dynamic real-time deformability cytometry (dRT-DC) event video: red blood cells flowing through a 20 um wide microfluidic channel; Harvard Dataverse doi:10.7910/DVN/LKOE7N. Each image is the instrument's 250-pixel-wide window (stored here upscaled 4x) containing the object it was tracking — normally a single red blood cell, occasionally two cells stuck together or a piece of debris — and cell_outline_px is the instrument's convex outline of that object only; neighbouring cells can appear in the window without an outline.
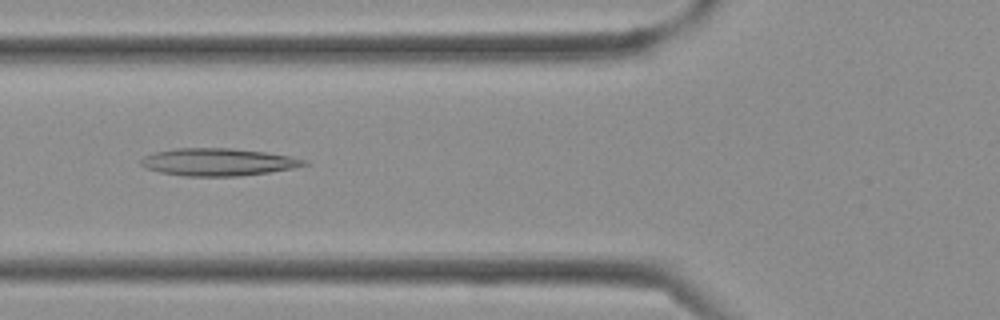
{"species": "Egyptian fruit bat (a non-hibernating species)", "species_latin": "Rousettus aegyptiacus", "temperature_condition": "cold", "stored_images_in_passage": 36, "camera_frame_rate_fps": 3000, "um_per_image_px": 0.085, "frame": {"image": 1, "passage_image": 13, "time_ms": 4.0, "image_size_px": [1000, 320], "cell_outline_px": [[308, 164], [292, 168], [268, 172], [240, 176], [184, 176], [160, 172], [144, 168], [140, 164], [140, 160], [144, 156], [152, 152], [176, 148], [232, 148], [264, 152], [288, 156], [308, 160]], "centroid_in_image_um": [18.48, 13.77], "position_along_channel_um": 107.3, "area_um2": 26.13}}
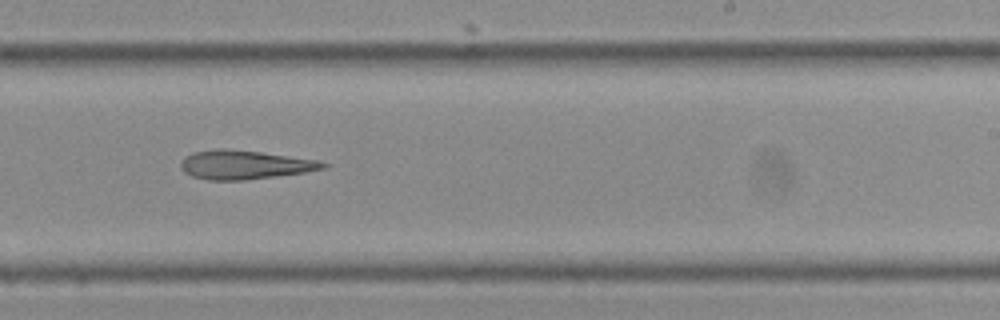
{"frame": {"image": 2, "passage_image": 22, "time_ms": 7.0, "image_size_px": [1000, 320], "cell_outline_px": [[328, 168], [304, 172], [276, 176], [244, 180], [208, 180], [192, 176], [184, 172], [180, 168], [180, 160], [184, 156], [192, 152], [220, 148], [224, 148], [260, 152], [320, 160], [328, 164]], "centroid_in_image_um": [20.77, 14.0], "position_along_channel_um": 268.2, "area_um2": 24.1}}
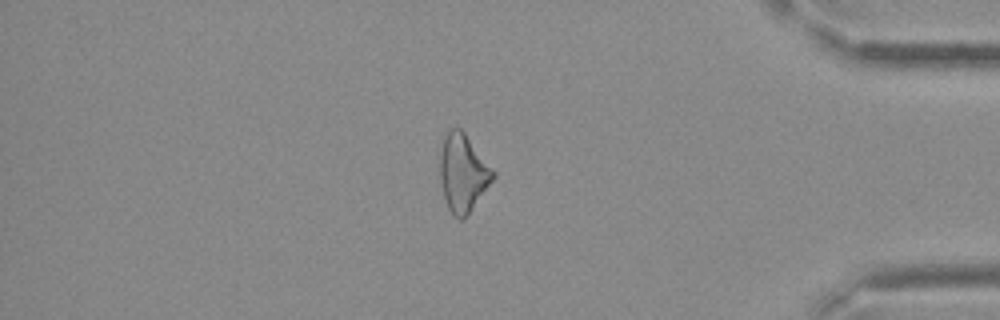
{"frame": {"image": 3, "passage_image": 31, "time_ms": 10.0, "image_size_px": [1000, 320], "cell_outline_px": [[496, 176], [464, 220], [460, 220], [452, 216], [444, 200], [440, 180], [440, 152], [444, 132], [448, 128], [460, 128], [464, 132], [496, 172]], "centroid_in_image_um": [39.33, 14.71], "position_along_channel_um": 395.9, "area_um2": 24.39}}